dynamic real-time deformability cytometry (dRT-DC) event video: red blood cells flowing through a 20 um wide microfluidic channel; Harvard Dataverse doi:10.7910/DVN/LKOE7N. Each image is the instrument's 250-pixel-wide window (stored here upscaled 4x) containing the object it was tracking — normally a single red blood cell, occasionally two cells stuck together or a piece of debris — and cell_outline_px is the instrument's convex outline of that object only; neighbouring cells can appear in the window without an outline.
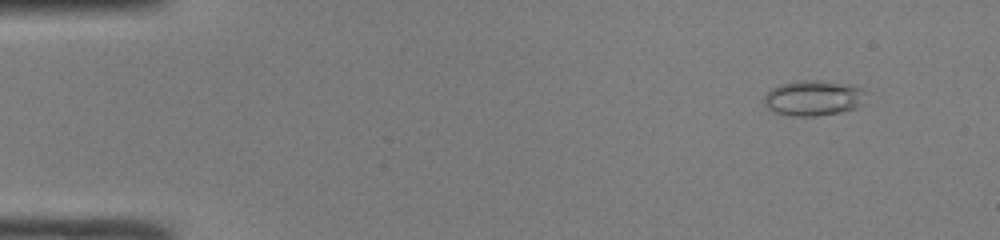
{"species": "common noctule bat (a hibernating species)", "species_latin": "Nyctalus noctula", "temperature_condition": "room temperature", "stored_images_in_passage": 47, "camera_frame_rate_fps": 3000, "um_per_image_px": 0.085, "animal": {"sex": "male", "body_mass_g": 19.0, "forearm_length_mm": 50.8}, "frame": {"image": 1, "passage_image": 3, "time_ms": 0.667, "image_size_px": [1000, 240], "cell_outline_px": [[868, 104], [856, 108], [840, 112], [816, 116], [792, 116], [776, 112], [768, 108], [764, 104], [764, 96], [772, 88], [780, 84], [796, 80], [820, 80], [852, 84], [868, 92]], "centroid_in_image_um": [69.24, 8.32], "position_along_channel_um": 15.8, "area_um2": 21.62}}
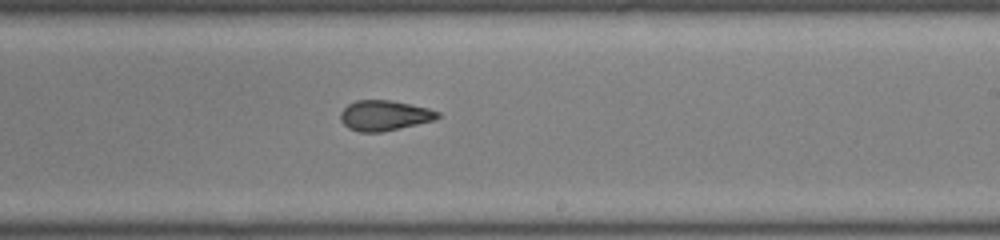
{"frame": {"image": 2, "passage_image": 28, "time_ms": 9.0, "image_size_px": [1000, 240], "cell_outline_px": [[440, 116], [436, 120], [400, 128], [380, 132], [360, 132], [348, 128], [340, 120], [340, 112], [348, 104], [356, 100], [392, 100], [428, 108], [440, 112]], "centroid_in_image_um": [32.68, 9.81], "position_along_channel_um": 256.3, "area_um2": 17.22}}
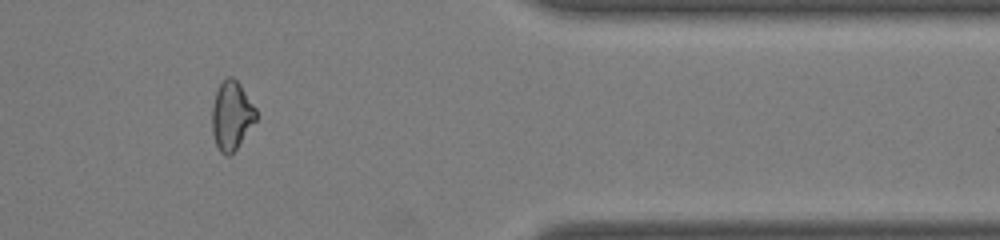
{"frame": {"image": 3, "passage_image": 39, "time_ms": 12.667, "image_size_px": [1000, 240], "cell_outline_px": [[256, 120], [236, 148], [228, 156], [224, 156], [220, 152], [216, 144], [212, 132], [212, 104], [216, 92], [220, 84], [228, 76], [232, 76], [240, 84], [256, 108]], "centroid_in_image_um": [19.67, 9.82], "position_along_channel_um": 391.7, "area_um2": 17.46}, "authors_computed_cell_mechanics": {"area_um2": 18.0914, "velocity_mm_per_s": 4.2474, "shape_relaxation_time_tau1_ms": 9.7682, "shape_relaxation_time_tau2_ms": 1.2732, "deformation_change_tau1": 0.2355, "deformation_change_tau2": 0.0876}}